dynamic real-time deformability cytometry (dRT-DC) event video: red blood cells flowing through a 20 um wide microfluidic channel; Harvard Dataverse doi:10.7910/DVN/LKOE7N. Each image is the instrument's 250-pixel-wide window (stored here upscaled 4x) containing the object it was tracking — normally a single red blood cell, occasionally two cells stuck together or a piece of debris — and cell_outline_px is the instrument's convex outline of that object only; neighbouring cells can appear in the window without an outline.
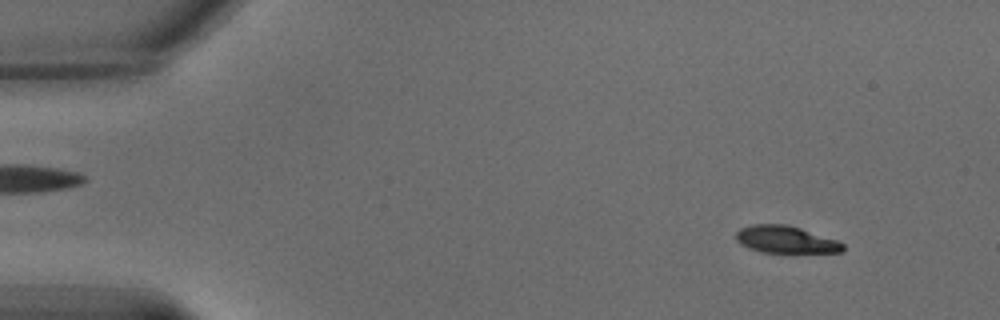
{"species": "common noctule bat (a hibernating species)", "species_latin": "Nyctalus noctula", "temperature_condition": "warm", "stored_images_in_passage": 59, "camera_frame_rate_fps": 3000, "um_per_image_px": 0.085, "animal": {"sex": "male", "body_mass_g": 15.6}, "frame": {"image": 1, "passage_image": 1, "time_ms": 0.0, "image_size_px": [1000, 320], "cell_outline_px": [[844, 252], [760, 252], [740, 244], [736, 240], [736, 232], [740, 228], [752, 224], [788, 224], [836, 240], [844, 244]], "centroid_in_image_um": [66.75, 20.35], "position_along_channel_um": 18.2, "area_um2": 16.82}}
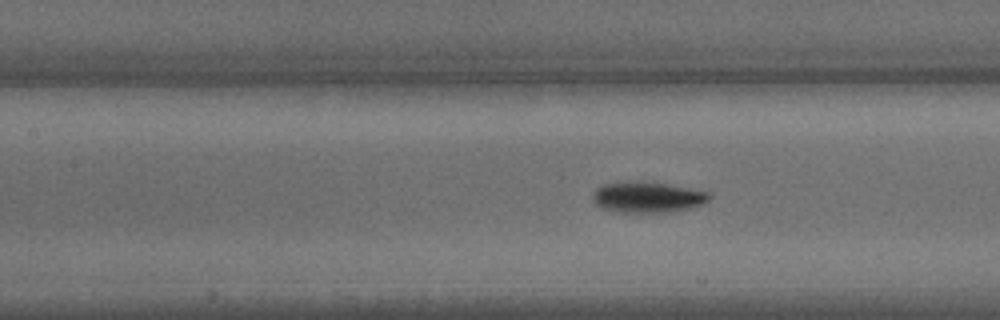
{"frame": {"image": 2, "passage_image": 23, "time_ms": 7.333, "image_size_px": [1000, 320], "cell_outline_px": [[712, 196], [704, 204], [692, 208], [672, 212], [616, 212], [600, 208], [592, 200], [592, 192], [596, 188], [604, 184], [664, 184], [708, 192]], "centroid_in_image_um": [55.05, 16.82], "position_along_channel_um": 152.4, "area_um2": 20.23}}
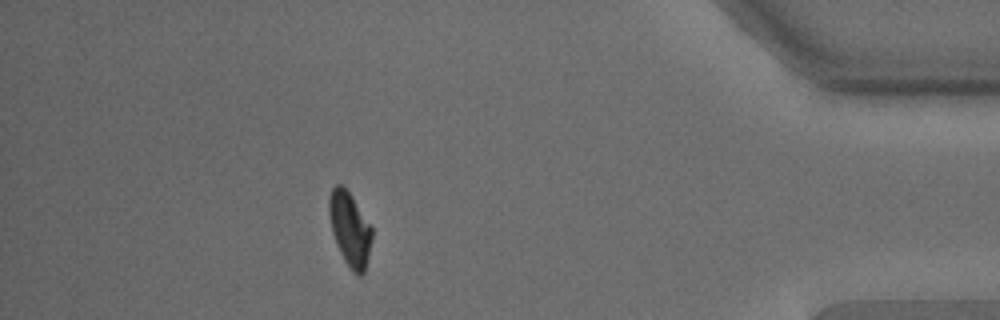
{"frame": {"image": 3, "passage_image": 51, "time_ms": 16.667, "image_size_px": [1000, 320], "cell_outline_px": [[372, 240], [364, 272], [360, 276], [356, 276], [352, 272], [344, 260], [336, 244], [332, 232], [328, 212], [328, 200], [332, 188], [336, 184], [340, 184], [352, 196], [372, 228]], "centroid_in_image_um": [29.72, 19.49], "position_along_channel_um": 405.5, "area_um2": 18.44}, "authors_computed_cell_mechanics": {"area_um2": 19.1896, "velocity_mm_per_s": 3.1964, "shape_relaxation_time_tau1_ms": 3.3759, "shape_relaxation_time_tau2_ms": 2.3962, "deformation_change_tau1": 0.1691, "deformation_change_tau2": 0.0431}}